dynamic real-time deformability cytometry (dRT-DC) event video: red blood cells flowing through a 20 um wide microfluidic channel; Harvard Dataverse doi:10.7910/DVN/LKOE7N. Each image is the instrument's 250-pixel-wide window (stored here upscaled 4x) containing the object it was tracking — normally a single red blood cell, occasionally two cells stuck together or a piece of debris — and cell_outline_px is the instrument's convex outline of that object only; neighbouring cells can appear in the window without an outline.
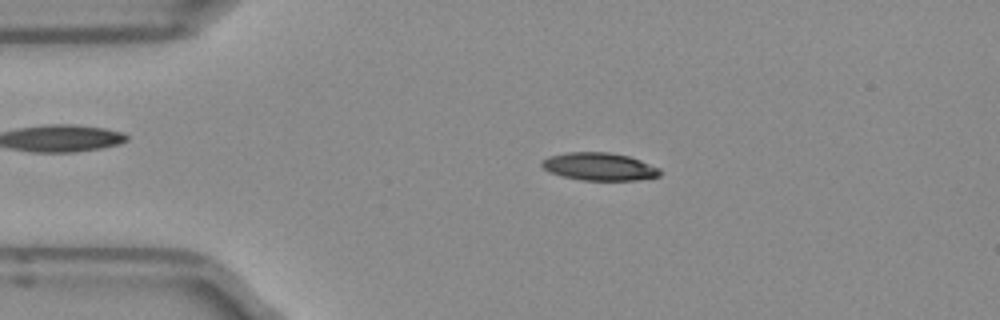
{"species": "Egyptian fruit bat (a non-hibernating species)", "species_latin": "Rousettus aegyptiacus", "temperature_condition": "room temperature", "stored_images_in_passage": 30, "camera_frame_rate_fps": 3000, "um_per_image_px": 0.085, "frame": {"image": 1, "passage_image": 11, "time_ms": 3.333, "image_size_px": [1000, 320], "cell_outline_px": [[660, 176], [636, 180], [580, 180], [560, 176], [548, 172], [540, 164], [540, 160], [548, 156], [568, 152], [608, 152], [628, 156], [640, 160], [660, 168]], "centroid_in_image_um": [50.89, 14.16], "position_along_channel_um": 34.1, "area_um2": 19.25}}
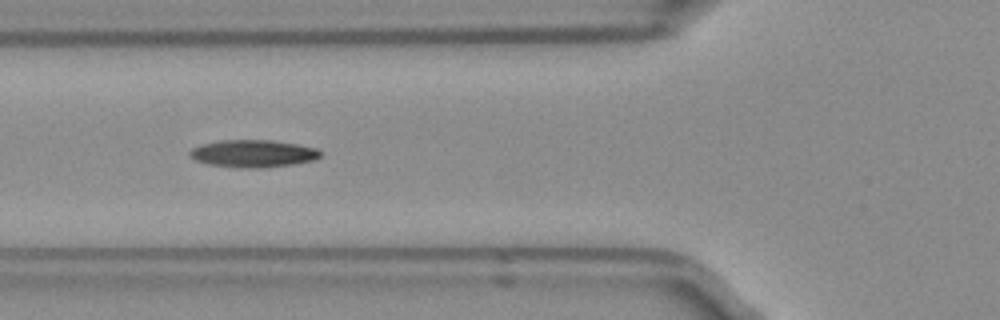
{"frame": {"image": 2, "passage_image": 19, "time_ms": 6.0, "image_size_px": [1000, 320], "cell_outline_px": [[320, 156], [312, 160], [292, 164], [260, 168], [208, 164], [196, 160], [188, 156], [188, 152], [192, 148], [200, 144], [220, 140], [272, 140], [296, 144], [316, 148], [320, 152]], "centroid_in_image_um": [21.47, 13.03], "position_along_channel_um": 104.3, "area_um2": 20.52}}
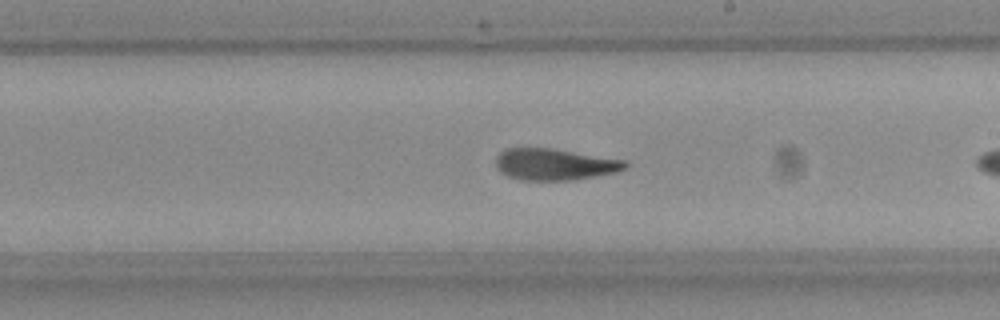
{"frame": {"image": 3, "passage_image": 28, "time_ms": 9.0, "image_size_px": [1000, 320], "cell_outline_px": [[628, 164], [624, 168], [616, 172], [568, 180], [520, 180], [508, 176], [496, 168], [496, 156], [504, 148], [552, 148], [624, 160]], "centroid_in_image_um": [47.08, 13.96], "position_along_channel_um": 241.9, "area_um2": 23.52}}